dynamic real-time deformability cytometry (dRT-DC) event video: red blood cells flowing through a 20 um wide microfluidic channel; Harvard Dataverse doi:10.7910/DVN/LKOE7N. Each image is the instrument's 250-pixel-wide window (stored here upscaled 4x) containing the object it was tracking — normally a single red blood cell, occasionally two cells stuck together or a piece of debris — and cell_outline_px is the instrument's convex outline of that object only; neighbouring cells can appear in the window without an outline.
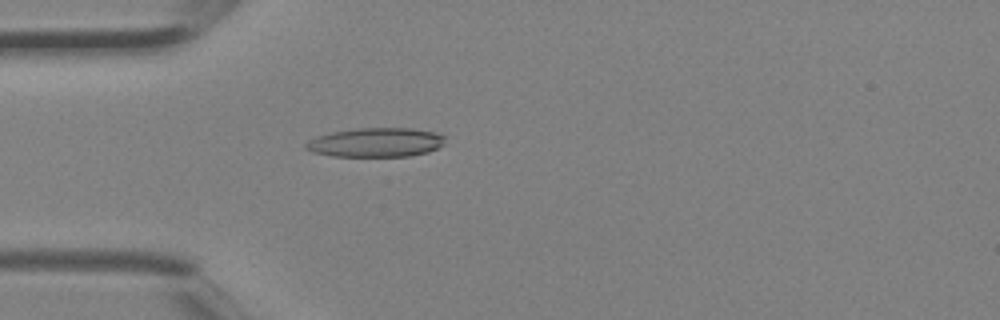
{"species": "Egyptian fruit bat (a non-hibernating species)", "species_latin": "Rousettus aegyptiacus", "temperature_condition": "room temperature", "stored_images_in_passage": 5, "camera_frame_rate_fps": 3000, "um_per_image_px": 0.085, "animal": {"sex": "female"}, "frame": {"image": 1, "passage_image": 5, "time_ms": 1.333, "image_size_px": [1000, 320], "cell_outline_px": [[444, 144], [428, 152], [412, 156], [332, 156], [312, 152], [304, 148], [304, 144], [308, 140], [316, 136], [332, 132], [360, 128], [412, 128], [436, 132], [444, 136]], "centroid_in_image_um": [31.93, 12.1], "position_along_channel_um": 53.1, "area_um2": 23.76}}